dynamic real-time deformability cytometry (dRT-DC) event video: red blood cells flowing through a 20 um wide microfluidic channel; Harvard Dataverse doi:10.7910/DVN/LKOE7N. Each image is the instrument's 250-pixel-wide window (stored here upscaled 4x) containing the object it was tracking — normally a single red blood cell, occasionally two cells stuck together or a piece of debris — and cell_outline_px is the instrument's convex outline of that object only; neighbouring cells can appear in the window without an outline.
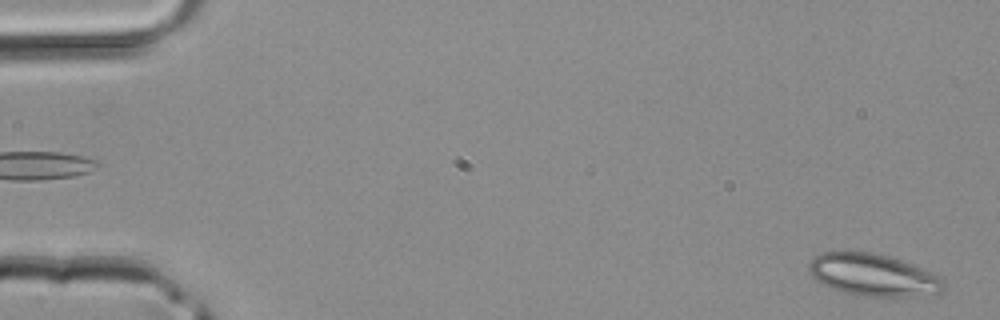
{"species": "common noctule bat (a hibernating species)", "species_latin": "Nyctalus noctula", "temperature_condition": "room temperature", "stored_images_in_passage": 43, "camera_frame_rate_fps": 3000, "um_per_image_px": 0.085, "animal": {"sex": "male", "body_mass_g": 20.4}, "frame": {"image": 1, "passage_image": 1, "time_ms": 0.0, "image_size_px": [1000, 320], "cell_outline_px": [[944, 284], [940, 292], [928, 300], [864, 296], [844, 292], [832, 288], [816, 280], [812, 276], [808, 268], [808, 264], [812, 256], [820, 252], [872, 252], [888, 256], [936, 272], [944, 276]], "centroid_in_image_um": [74.36, 23.42], "position_along_channel_um": 10.6, "area_um2": 34.51}}
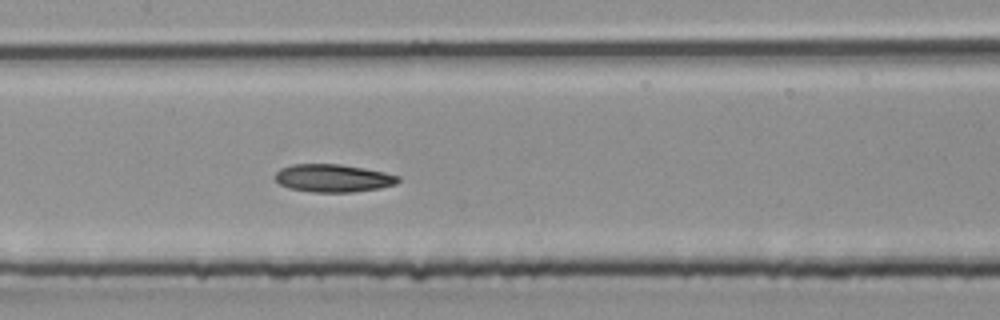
{"frame": {"image": 2, "passage_image": 21, "time_ms": 6.667, "image_size_px": [1000, 320], "cell_outline_px": [[400, 180], [396, 184], [380, 188], [352, 192], [312, 192], [288, 188], [280, 184], [276, 180], [276, 172], [280, 168], [292, 164], [340, 164], [364, 168], [384, 172], [400, 176]], "centroid_in_image_um": [28.32, 15.14], "position_along_channel_um": 179.1, "area_um2": 20.0}}
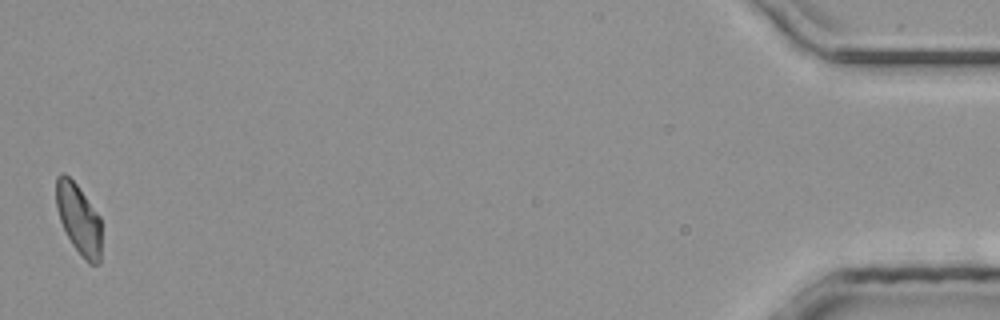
{"frame": {"image": 3, "passage_image": 43, "time_ms": 14.0, "image_size_px": [1000, 320], "cell_outline_px": [[100, 264], [88, 264], [80, 256], [72, 244], [60, 220], [56, 208], [56, 176], [60, 172], [64, 172], [76, 184], [100, 216]], "centroid_in_image_um": [6.68, 18.62], "position_along_channel_um": 428.5, "area_um2": 18.55}}